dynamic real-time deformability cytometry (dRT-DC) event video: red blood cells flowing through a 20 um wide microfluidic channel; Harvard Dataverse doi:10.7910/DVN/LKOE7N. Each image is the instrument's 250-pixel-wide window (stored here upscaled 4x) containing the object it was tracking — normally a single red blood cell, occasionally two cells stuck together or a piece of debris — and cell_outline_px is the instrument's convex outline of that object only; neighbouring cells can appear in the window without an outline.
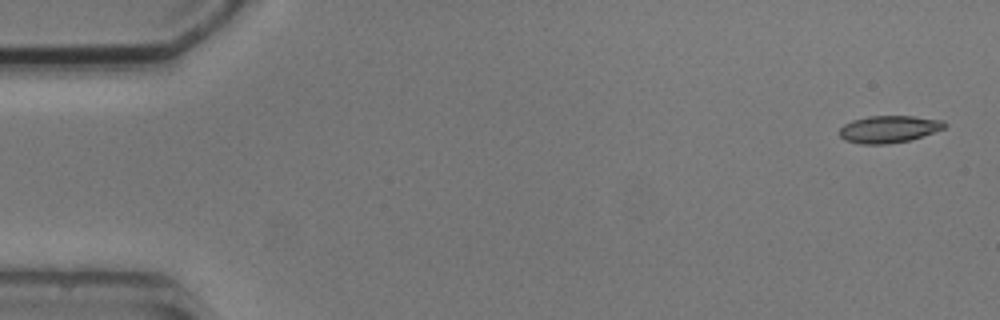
{"species": "common noctule bat (a hibernating species)", "species_latin": "Nyctalus noctula", "temperature_condition": "cold", "stored_images_in_passage": 5, "camera_frame_rate_fps": 3000, "um_per_image_px": 0.085, "animal": {"sex": "male", "body_mass_g": 20.5, "forearm_length_mm": 52.5}, "frame": {"image": 1, "passage_image": 1, "time_ms": 0.0, "image_size_px": [1000, 320], "cell_outline_px": [[948, 124], [944, 128], [908, 140], [888, 144], [860, 144], [844, 140], [840, 136], [840, 128], [844, 124], [852, 120], [868, 116], [912, 116], [944, 120]], "centroid_in_image_um": [75.53, 10.97], "position_along_channel_um": 9.5, "area_um2": 16.53}}
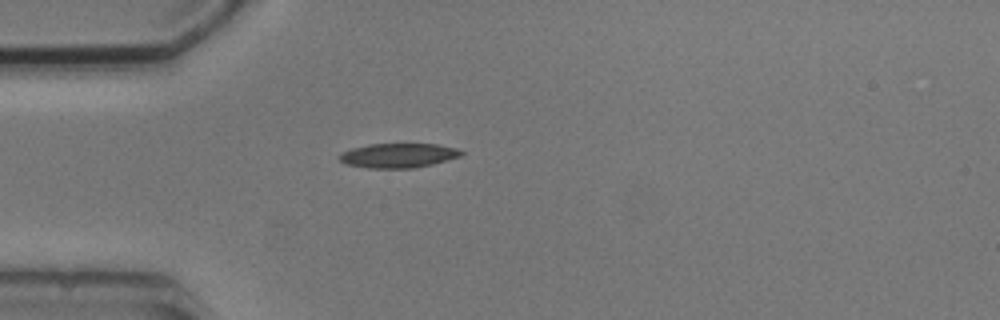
{"frame": {"image": 2, "passage_image": 5, "time_ms": 4.333, "image_size_px": [1000, 320], "cell_outline_px": [[464, 152], [460, 156], [448, 160], [416, 168], [368, 168], [344, 164], [340, 160], [340, 152], [352, 148], [368, 144], [436, 144], [456, 148]], "centroid_in_image_um": [33.83, 13.22], "position_along_channel_um": 51.2, "area_um2": 17.4}}